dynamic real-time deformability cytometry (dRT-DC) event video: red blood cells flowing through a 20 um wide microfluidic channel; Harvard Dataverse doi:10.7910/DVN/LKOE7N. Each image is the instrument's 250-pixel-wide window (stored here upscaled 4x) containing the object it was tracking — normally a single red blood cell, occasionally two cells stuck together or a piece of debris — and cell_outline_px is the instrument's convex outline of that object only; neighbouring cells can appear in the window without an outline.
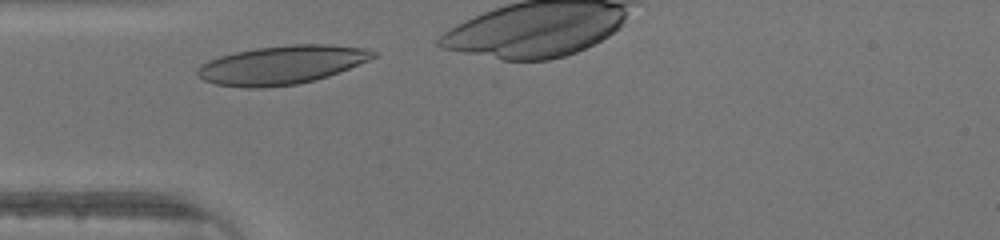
{"species": "human", "species_latin": "Homo sapiens", "temperature_condition": "warm", "stored_images_in_passage": 24, "camera_frame_rate_fps": 3000, "um_per_image_px": 0.085, "donor": {"sex": "male"}, "frame": {"image": 1, "passage_image": 1, "time_ms": 0.0, "image_size_px": [1000, 240], "cell_outline_px": [[376, 56], [368, 60], [328, 76], [316, 80], [296, 84], [260, 88], [244, 88], [216, 84], [204, 80], [196, 72], [196, 68], [200, 64], [220, 56], [236, 52], [256, 48], [292, 44], [328, 44], [368, 48], [376, 52]], "centroid_in_image_um": [23.94, 5.51], "position_along_channel_um": 61.1, "area_um2": 39.42}}
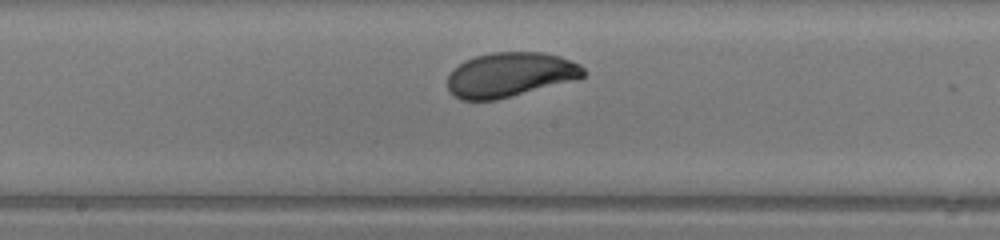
{"frame": {"image": 2, "passage_image": 11, "time_ms": 3.333, "image_size_px": [1000, 240], "cell_outline_px": [[584, 76], [496, 100], [460, 100], [448, 92], [448, 76], [452, 68], [464, 60], [476, 56], [492, 52], [544, 52], [560, 56], [572, 60], [580, 64], [584, 68]], "centroid_in_image_um": [43.28, 6.33], "position_along_channel_um": 204.9, "area_um2": 35.08}}
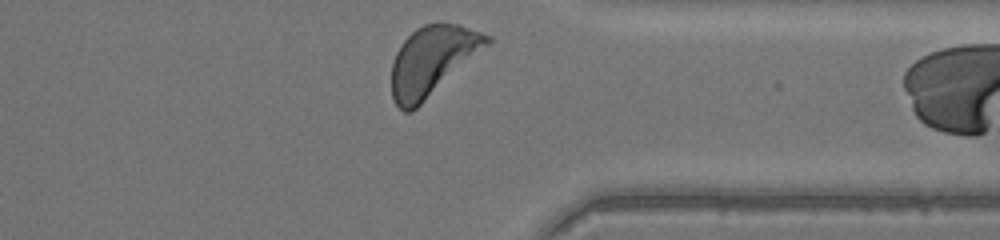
{"frame": {"image": 3, "passage_image": 23, "time_ms": 7.333, "image_size_px": [1000, 240], "cell_outline_px": [[492, 40], [488, 44], [412, 112], [404, 112], [396, 104], [392, 96], [392, 64], [396, 52], [400, 44], [416, 28], [424, 24], [460, 24], [492, 36]], "centroid_in_image_um": [36.71, 5.15], "position_along_channel_um": 374.7, "area_um2": 37.74}}